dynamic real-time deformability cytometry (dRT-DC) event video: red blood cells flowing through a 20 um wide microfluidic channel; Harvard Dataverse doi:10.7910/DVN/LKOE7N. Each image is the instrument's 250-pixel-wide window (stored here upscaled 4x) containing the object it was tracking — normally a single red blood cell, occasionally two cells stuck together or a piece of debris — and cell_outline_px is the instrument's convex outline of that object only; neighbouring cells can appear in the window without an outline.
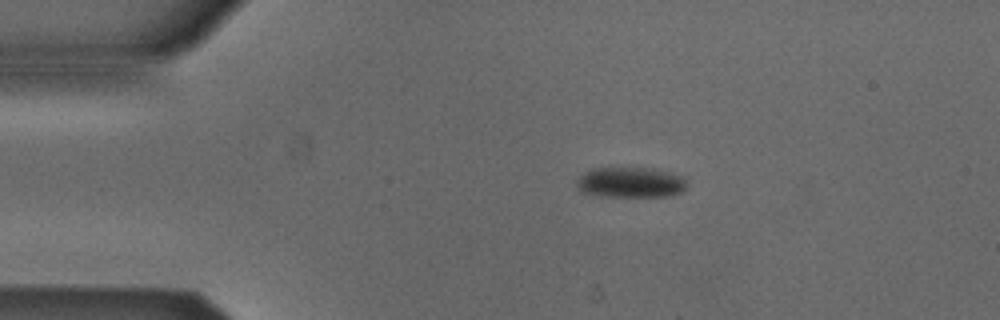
{"species": "Egyptian fruit bat (a non-hibernating species)", "species_latin": "Rousettus aegyptiacus", "temperature_condition": "cold", "stored_images_in_passage": 39, "camera_frame_rate_fps": 3000, "um_per_image_px": 0.085, "animal": {"sex": "male"}, "frame": {"image": 1, "passage_image": 1, "time_ms": 0.0, "image_size_px": [1000, 320], "cell_outline_px": [[688, 184], [680, 192], [664, 196], [604, 196], [584, 192], [576, 184], [576, 180], [584, 172], [592, 168], [652, 168], [684, 176], [688, 180]], "centroid_in_image_um": [53.62, 15.49], "position_along_channel_um": 31.4, "area_um2": 19.42}}
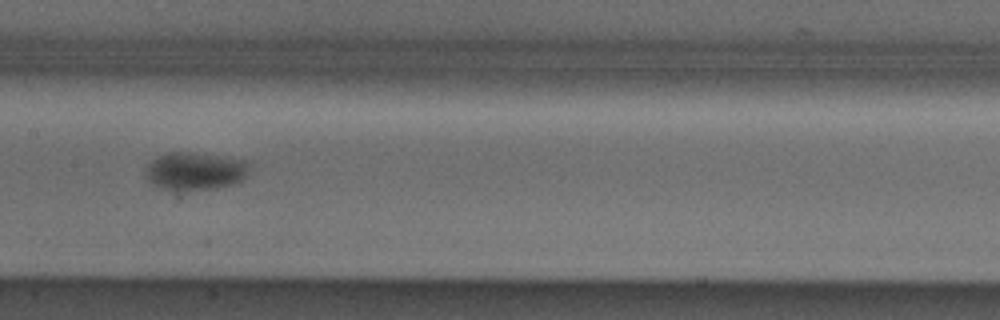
{"frame": {"image": 2, "passage_image": 17, "time_ms": 5.333, "image_size_px": [1000, 320], "cell_outline_px": [[248, 164], [244, 176], [240, 180], [232, 184], [216, 188], [160, 188], [152, 184], [148, 180], [148, 164], [152, 160], [168, 152], [188, 152], [244, 160]], "centroid_in_image_um": [16.56, 14.52], "position_along_channel_um": 190.8, "area_um2": 21.68}}
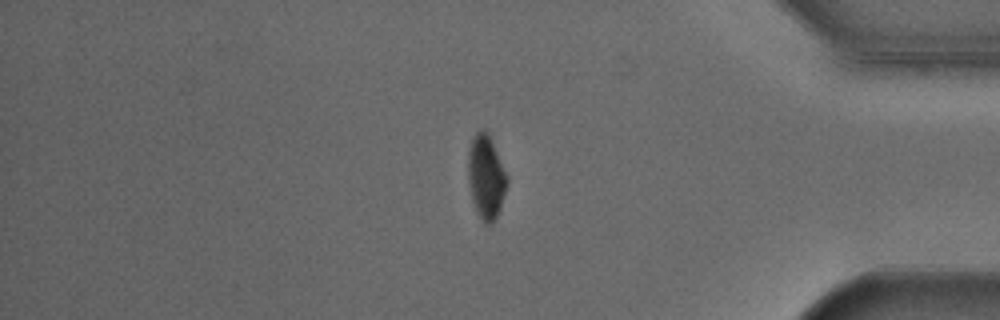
{"frame": {"image": 3, "passage_image": 35, "time_ms": 11.333, "image_size_px": [1000, 320], "cell_outline_px": [[508, 184], [500, 208], [492, 224], [484, 224], [476, 212], [472, 200], [468, 180], [468, 152], [472, 136], [480, 128], [484, 128], [488, 132], [492, 140], [508, 176]], "centroid_in_image_um": [41.31, 15.01], "position_along_channel_um": 393.9, "area_um2": 19.36}}